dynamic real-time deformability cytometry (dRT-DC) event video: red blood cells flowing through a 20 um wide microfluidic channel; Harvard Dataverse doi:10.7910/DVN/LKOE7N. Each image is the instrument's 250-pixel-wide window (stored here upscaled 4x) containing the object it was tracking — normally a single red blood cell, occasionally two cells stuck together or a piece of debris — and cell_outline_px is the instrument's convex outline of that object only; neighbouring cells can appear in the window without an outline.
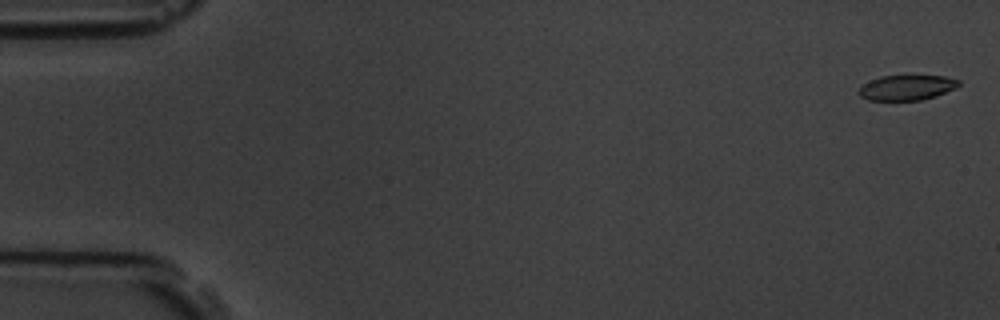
{"species": "common noctule bat (a hibernating species)", "species_latin": "Nyctalus noctula", "temperature_condition": "room temperature", "stored_images_in_passage": 7, "camera_frame_rate_fps": 3000, "um_per_image_px": 0.085, "animal": {"sex": "male", "body_mass_g": 19.5, "forearm_length_mm": 54.6}, "frame": {"image": 1, "passage_image": 1, "time_ms": 0.0, "image_size_px": [1000, 320], "cell_outline_px": [[960, 84], [956, 88], [936, 96], [920, 100], [868, 100], [860, 96], [856, 92], [864, 84], [880, 76], [908, 72], [944, 76], [960, 80]], "centroid_in_image_um": [77.1, 7.38], "position_along_channel_um": 7.9, "area_um2": 15.49}}
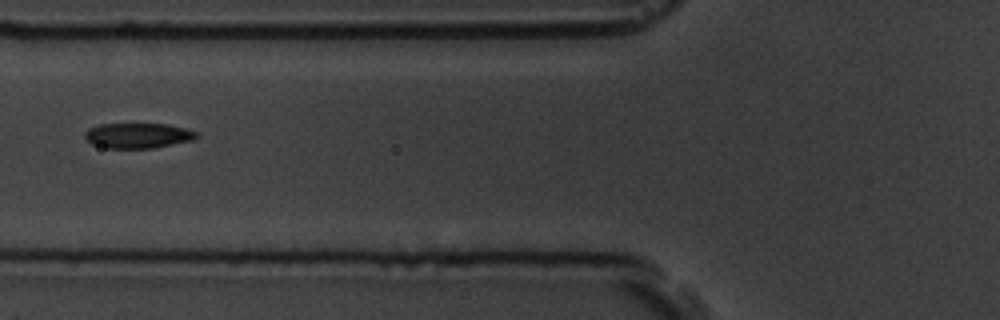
{"frame": {"image": 2, "passage_image": 6, "time_ms": 6.667, "image_size_px": [1000, 320], "cell_outline_px": [[200, 136], [192, 140], [152, 148], [108, 148], [92, 144], [84, 136], [84, 132], [88, 128], [100, 124], [168, 124], [200, 132]], "centroid_in_image_um": [11.74, 11.51], "position_along_channel_um": 114.1, "area_um2": 16.42}}
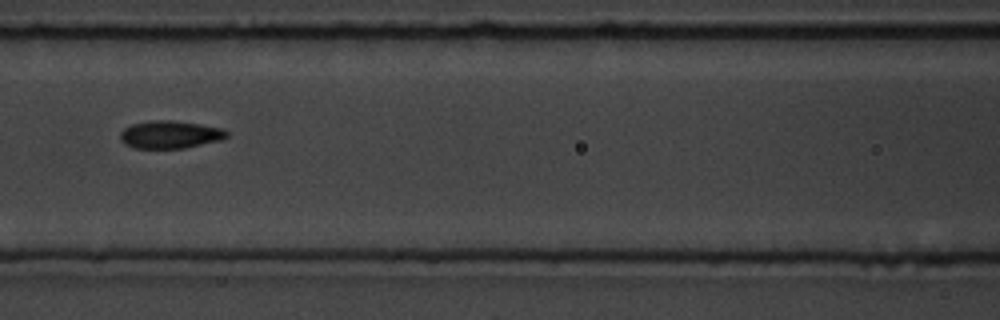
{"frame": {"image": 3, "passage_image": 7, "time_ms": 7.667, "image_size_px": [1000, 320], "cell_outline_px": [[228, 136], [224, 140], [184, 148], [136, 148], [124, 144], [120, 140], [120, 132], [124, 128], [132, 124], [152, 120], [168, 120], [200, 124], [220, 128], [228, 132]], "centroid_in_image_um": [14.46, 11.44], "position_along_channel_um": 152.1, "area_um2": 17.22}}